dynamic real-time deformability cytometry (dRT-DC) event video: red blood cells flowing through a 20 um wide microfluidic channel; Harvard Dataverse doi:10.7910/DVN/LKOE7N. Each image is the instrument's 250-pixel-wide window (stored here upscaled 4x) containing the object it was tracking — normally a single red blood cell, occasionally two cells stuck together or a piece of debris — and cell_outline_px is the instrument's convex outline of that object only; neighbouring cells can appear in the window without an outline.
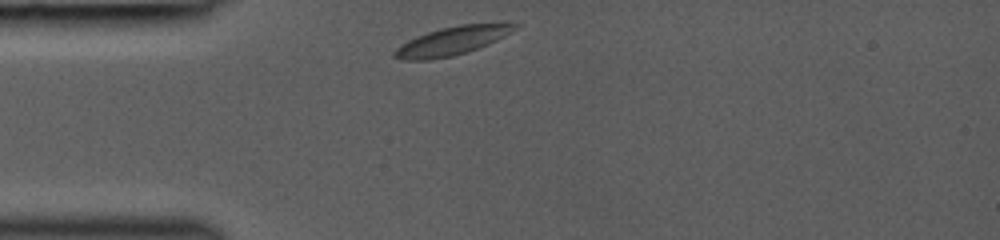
{"species": "common noctule bat (a hibernating species)", "species_latin": "Nyctalus noctula", "temperature_condition": "room temperature", "stored_images_in_passage": 17, "camera_frame_rate_fps": 3000, "um_per_image_px": 0.085, "animal": {"sex": "female", "body_mass_g": 19.0, "forearm_length_mm": 53.3}, "frame": {"image": 1, "passage_image": 1, "time_ms": 0.0, "image_size_px": [1000, 240], "cell_outline_px": [[520, 28], [488, 44], [452, 56], [428, 60], [400, 60], [392, 56], [392, 52], [396, 48], [408, 40], [416, 36], [440, 28], [460, 24], [504, 20], [520, 24]], "centroid_in_image_um": [38.53, 3.41], "position_along_channel_um": 46.5, "area_um2": 20.58}}
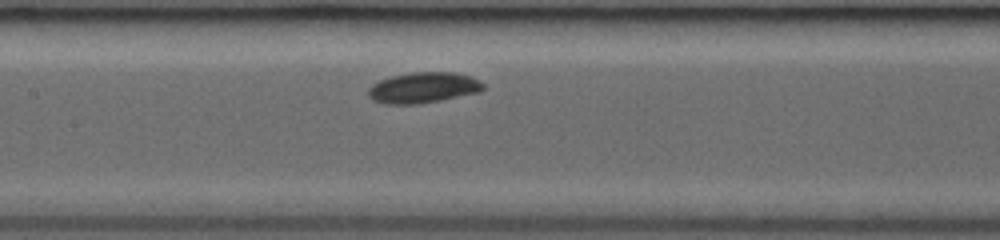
{"frame": {"image": 2, "passage_image": 8, "time_ms": 3.333, "image_size_px": [1000, 240], "cell_outline_px": [[484, 88], [480, 92], [420, 104], [384, 104], [372, 100], [368, 96], [368, 88], [372, 84], [380, 80], [392, 76], [412, 72], [456, 72], [472, 76], [480, 80], [484, 84]], "centroid_in_image_um": [35.99, 7.45], "position_along_channel_um": 171.4, "area_um2": 20.81}}
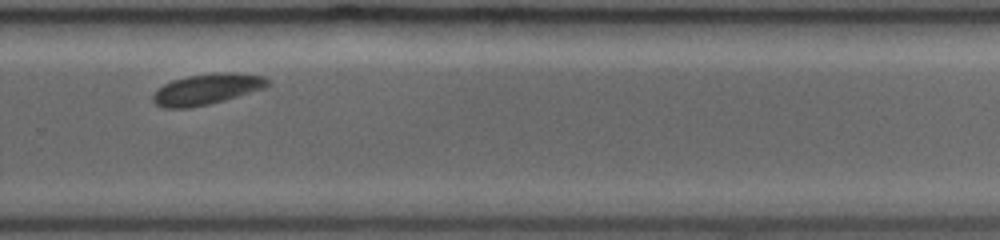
{"frame": {"image": 3, "passage_image": 15, "time_ms": 6.667, "image_size_px": [1000, 240], "cell_outline_px": [[268, 84], [264, 88], [224, 100], [208, 104], [188, 108], [164, 108], [156, 104], [152, 100], [152, 96], [156, 88], [172, 80], [188, 76], [224, 72], [232, 72], [264, 76], [268, 80]], "centroid_in_image_um": [17.53, 7.58], "position_along_channel_um": 312.3, "area_um2": 20.4}}